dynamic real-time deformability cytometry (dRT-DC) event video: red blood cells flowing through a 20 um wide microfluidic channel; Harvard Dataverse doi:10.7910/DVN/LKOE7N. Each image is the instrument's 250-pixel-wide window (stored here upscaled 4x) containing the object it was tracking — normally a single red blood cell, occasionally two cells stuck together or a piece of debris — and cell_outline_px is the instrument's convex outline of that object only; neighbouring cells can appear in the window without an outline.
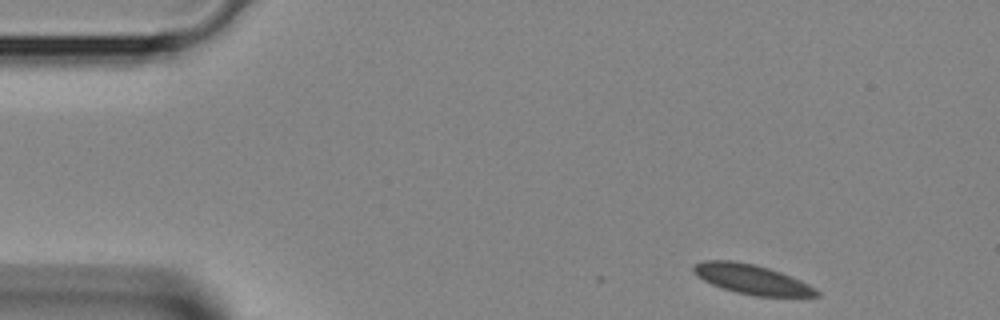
{"species": "Egyptian fruit bat (a non-hibernating species)", "species_latin": "Rousettus aegyptiacus", "temperature_condition": "room temperature", "stored_images_in_passage": 3, "camera_frame_rate_fps": 3000, "um_per_image_px": 0.085, "animal": {"sex": "female"}, "frame": {"image": 1, "passage_image": 1, "time_ms": 0.0, "image_size_px": [1000, 320], "cell_outline_px": [[820, 296], [756, 296], [736, 292], [712, 284], [696, 276], [692, 272], [692, 264], [704, 260], [732, 260], [752, 264], [768, 268], [780, 272], [800, 280], [816, 288], [820, 292]], "centroid_in_image_um": [63.87, 23.73], "position_along_channel_um": 21.1, "area_um2": 21.15}}